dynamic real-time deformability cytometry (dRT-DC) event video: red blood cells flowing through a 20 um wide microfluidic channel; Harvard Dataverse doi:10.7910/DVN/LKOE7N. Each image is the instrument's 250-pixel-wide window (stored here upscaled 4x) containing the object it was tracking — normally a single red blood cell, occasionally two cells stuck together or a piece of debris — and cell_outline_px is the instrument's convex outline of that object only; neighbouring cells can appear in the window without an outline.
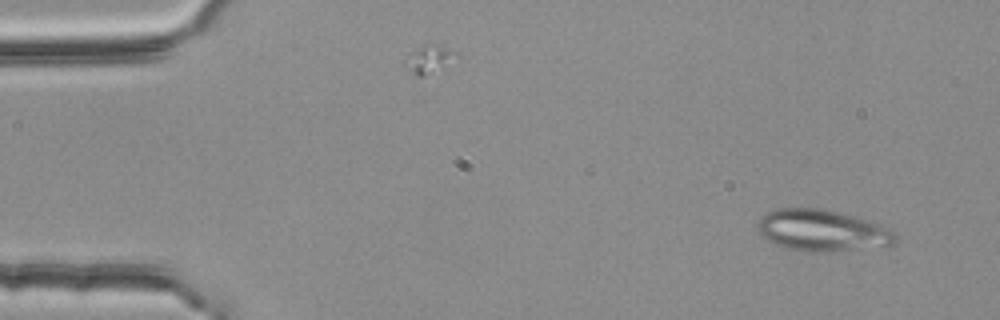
{"species": "common noctule bat (a hibernating species)", "species_latin": "Nyctalus noctula", "temperature_condition": "room temperature", "stored_images_in_passage": 4, "camera_frame_rate_fps": 3000, "um_per_image_px": 0.085, "animal": {"sex": "female", "body_mass_g": 25.1}, "frame": {"image": 1, "passage_image": 1, "time_ms": 0.0, "image_size_px": [1000, 320], "cell_outline_px": [[896, 244], [820, 252], [804, 252], [788, 248], [768, 240], [756, 228], [756, 224], [768, 212], [776, 208], [820, 208], [852, 216], [880, 224], [896, 232]], "centroid_in_image_um": [69.88, 19.58], "position_along_channel_um": 15.1, "area_um2": 32.71}}